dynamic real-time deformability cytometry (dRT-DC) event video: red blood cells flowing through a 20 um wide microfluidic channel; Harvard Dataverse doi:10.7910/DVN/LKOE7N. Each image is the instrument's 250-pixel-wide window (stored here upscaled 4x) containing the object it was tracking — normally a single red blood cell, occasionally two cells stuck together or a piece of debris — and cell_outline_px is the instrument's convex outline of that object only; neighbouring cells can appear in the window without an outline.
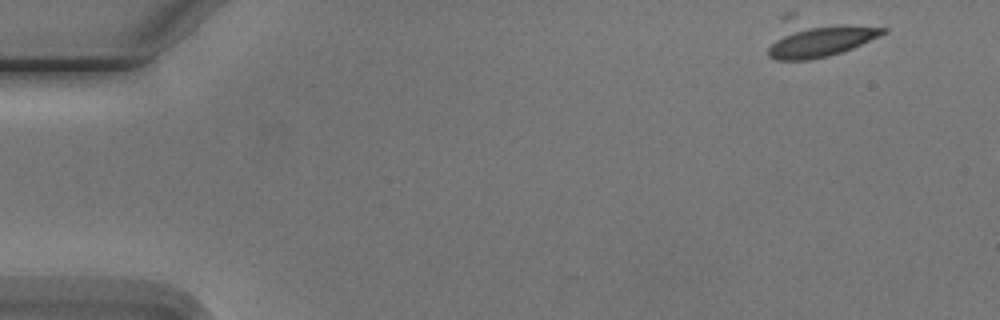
{"species": "Egyptian fruit bat (a non-hibernating species)", "species_latin": "Rousettus aegyptiacus", "temperature_condition": "cold", "stored_images_in_passage": 3, "camera_frame_rate_fps": 3000, "um_per_image_px": 0.085, "animal": {"sex": "male"}, "frame": {"image": 1, "passage_image": 1, "time_ms": 0.0, "image_size_px": [1000, 320], "cell_outline_px": [[888, 32], [880, 36], [852, 48], [828, 56], [808, 60], [776, 60], [768, 56], [768, 48], [780, 16], [784, 12], [792, 12], [888, 28]], "centroid_in_image_um": [69.46, 3.12], "position_along_channel_um": 15.5, "area_um2": 27.34}}